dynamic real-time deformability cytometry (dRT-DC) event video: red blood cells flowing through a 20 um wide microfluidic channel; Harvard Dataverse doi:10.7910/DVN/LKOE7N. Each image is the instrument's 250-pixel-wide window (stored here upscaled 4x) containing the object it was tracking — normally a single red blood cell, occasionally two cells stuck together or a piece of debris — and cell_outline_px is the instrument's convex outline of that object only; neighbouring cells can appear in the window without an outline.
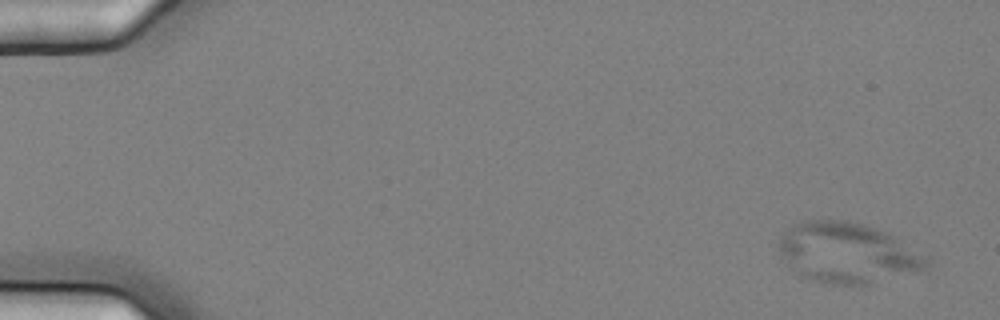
{"species": "common noctule bat (a hibernating species)", "species_latin": "Nyctalus noctula", "temperature_condition": "cold", "stored_images_in_passage": 7, "camera_frame_rate_fps": 3000, "um_per_image_px": 0.085, "animal": {"sex": "female", "body_mass_g": 25.1}, "frame": {"image": 1, "passage_image": 1, "time_ms": 0.0, "image_size_px": [1000, 320], "cell_outline_px": [[932, 260], [924, 268], [868, 284], [824, 284], [808, 280], [792, 272], [780, 256], [776, 248], [776, 244], [780, 232], [792, 224], [800, 220], [848, 220], [864, 224], [884, 232], [928, 256]], "centroid_in_image_um": [71.87, 21.48], "position_along_channel_um": 13.1, "area_um2": 52.48}}
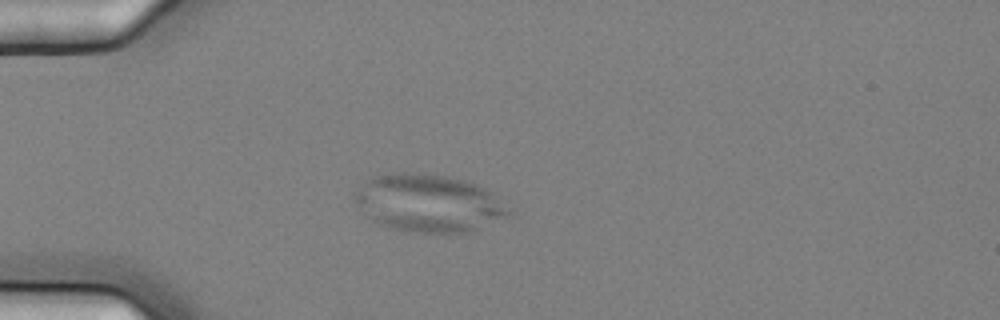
{"frame": {"image": 2, "passage_image": 5, "time_ms": 1.333, "image_size_px": [1000, 320], "cell_outline_px": [[512, 216], [464, 232], [416, 232], [392, 228], [380, 224], [372, 220], [352, 200], [352, 192], [368, 180], [376, 176], [396, 172], [404, 172], [444, 176], [464, 180], [476, 184], [492, 192], [512, 212]], "centroid_in_image_um": [36.41, 17.26], "position_along_channel_um": 48.6, "area_um2": 51.21}}